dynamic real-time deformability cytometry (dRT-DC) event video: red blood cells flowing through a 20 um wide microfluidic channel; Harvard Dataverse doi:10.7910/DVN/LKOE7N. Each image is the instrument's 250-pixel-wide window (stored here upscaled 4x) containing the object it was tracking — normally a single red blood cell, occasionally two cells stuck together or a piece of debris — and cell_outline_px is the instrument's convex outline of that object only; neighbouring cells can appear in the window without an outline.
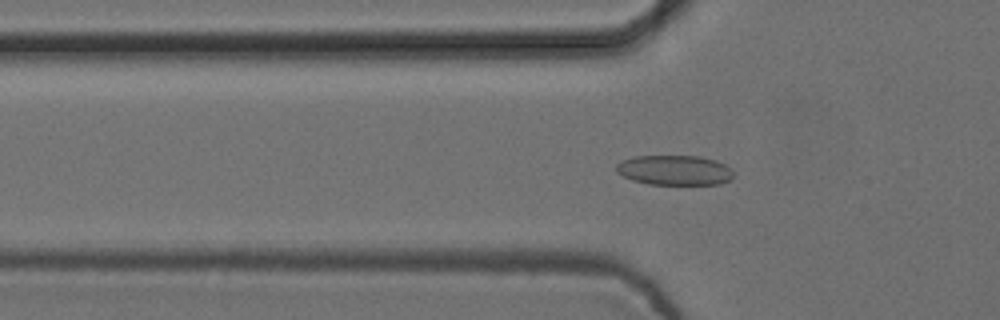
{"species": "common noctule bat (a hibernating species)", "species_latin": "Nyctalus noctula", "temperature_condition": "cold", "stored_images_in_passage": 55, "camera_frame_rate_fps": 3000, "um_per_image_px": 0.085, "animal": {"sex": "female", "body_mass_g": 24.6, "forearm_length_mm": 56.2}, "frame": {"image": 1, "passage_image": 18, "time_ms": 5.667, "image_size_px": [1000, 320], "cell_outline_px": [[732, 180], [720, 184], [648, 184], [632, 180], [616, 172], [616, 164], [620, 160], [632, 156], [700, 156], [716, 160], [732, 168]], "centroid_in_image_um": [57.33, 14.46], "position_along_channel_um": 68.5, "area_um2": 20.63}}
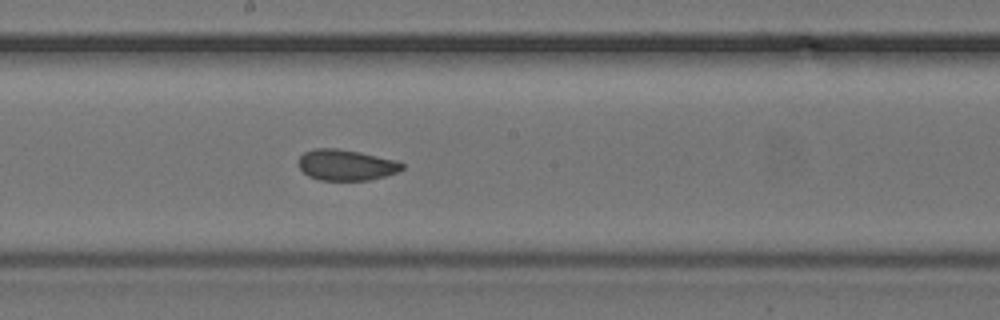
{"frame": {"image": 2, "passage_image": 30, "time_ms": 9.667, "image_size_px": [1000, 320], "cell_outline_px": [[404, 168], [396, 172], [384, 176], [368, 180], [320, 180], [308, 176], [296, 164], [300, 156], [304, 152], [316, 148], [336, 148], [360, 152], [396, 160], [404, 164]], "centroid_in_image_um": [29.39, 14.02], "position_along_channel_um": 218.8, "area_um2": 18.67}}
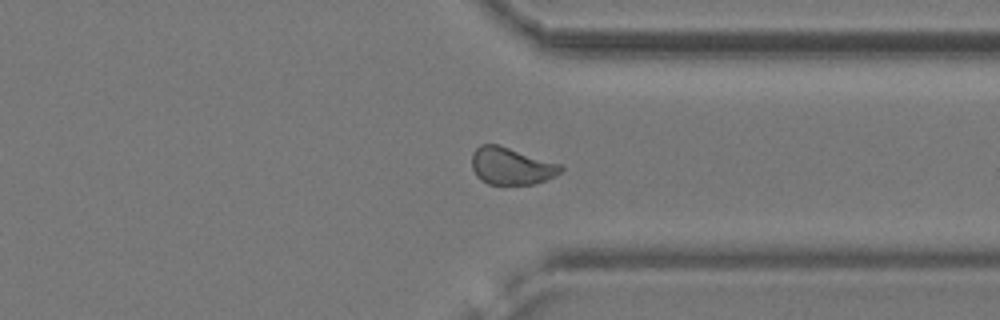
{"frame": {"image": 3, "passage_image": 42, "time_ms": 13.667, "image_size_px": [1000, 320], "cell_outline_px": [[564, 168], [556, 176], [532, 184], [488, 184], [480, 180], [476, 176], [472, 168], [472, 152], [480, 144], [496, 144], [560, 164]], "centroid_in_image_um": [43.42, 14.12], "position_along_channel_um": 368.0, "area_um2": 19.07}, "authors_computed_cell_mechanics": {"area_um2": 19.5364, "velocity_mm_per_s": 3.7493, "shape_relaxation_time_tau1_ms": null, "shape_relaxation_time_tau2_ms": 1.2834, "deformation_change_tau1": null, "deformation_change_tau2": 0.0618}}